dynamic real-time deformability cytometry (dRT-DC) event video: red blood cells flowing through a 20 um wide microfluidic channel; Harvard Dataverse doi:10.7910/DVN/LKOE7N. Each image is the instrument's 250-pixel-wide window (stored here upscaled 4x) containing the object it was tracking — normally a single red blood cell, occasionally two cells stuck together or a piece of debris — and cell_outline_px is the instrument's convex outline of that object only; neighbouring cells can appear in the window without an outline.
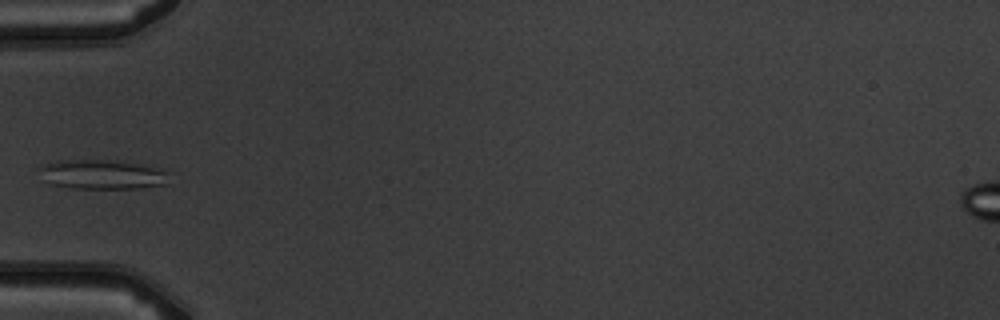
{"species": "common noctule bat (a hibernating species)", "species_latin": "Nyctalus noctula", "temperature_condition": "warm", "stored_images_in_passage": 5, "camera_frame_rate_fps": 3000, "um_per_image_px": 0.085, "animal": {"sex": "male", "body_mass_g": 19.5, "forearm_length_mm": 54.6}, "frame": {"image": 1, "passage_image": 5, "time_ms": 4.333, "image_size_px": [1000, 320], "cell_outline_px": [[168, 184], [140, 188], [72, 188], [52, 184], [44, 180], [36, 168], [44, 164], [56, 160], [124, 160], [168, 172]], "centroid_in_image_um": [8.64, 14.82], "position_along_channel_um": 76.4, "area_um2": 22.43}}